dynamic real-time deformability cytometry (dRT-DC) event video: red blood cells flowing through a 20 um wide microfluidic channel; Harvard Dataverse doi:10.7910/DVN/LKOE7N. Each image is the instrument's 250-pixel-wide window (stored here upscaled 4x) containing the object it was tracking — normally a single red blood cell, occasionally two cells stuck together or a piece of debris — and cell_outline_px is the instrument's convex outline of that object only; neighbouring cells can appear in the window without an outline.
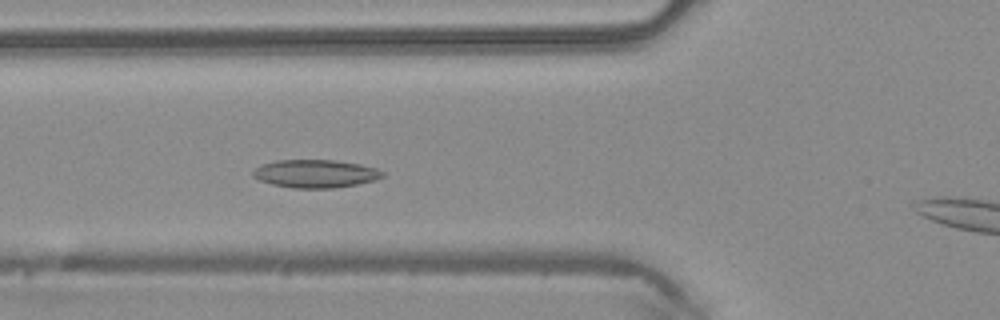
{"species": "common noctule bat (a hibernating species)", "species_latin": "Nyctalus noctula", "temperature_condition": "warm", "stored_images_in_passage": 44, "camera_frame_rate_fps": 3000, "um_per_image_px": 0.085, "animal": {"sex": "male", "body_mass_g": 20.4}, "frame": {"image": 1, "passage_image": 12, "time_ms": 3.667, "image_size_px": [1000, 320], "cell_outline_px": [[384, 176], [376, 180], [356, 184], [332, 188], [292, 188], [272, 184], [260, 180], [252, 176], [252, 172], [256, 168], [264, 164], [276, 160], [332, 160], [360, 164], [376, 168], [384, 172]], "centroid_in_image_um": [26.82, 14.76], "position_along_channel_um": 99.0, "area_um2": 21.04}}
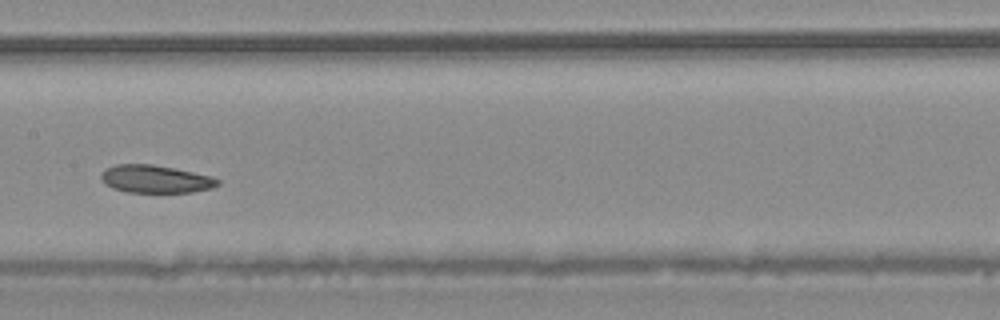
{"frame": {"image": 2, "passage_image": 19, "time_ms": 6.0, "image_size_px": [1000, 320], "cell_outline_px": [[220, 184], [212, 188], [192, 192], [128, 192], [112, 188], [104, 184], [100, 180], [100, 176], [104, 168], [116, 164], [152, 164], [212, 176], [220, 180]], "centroid_in_image_um": [13.18, 15.22], "position_along_channel_um": 194.2, "area_um2": 18.96}}
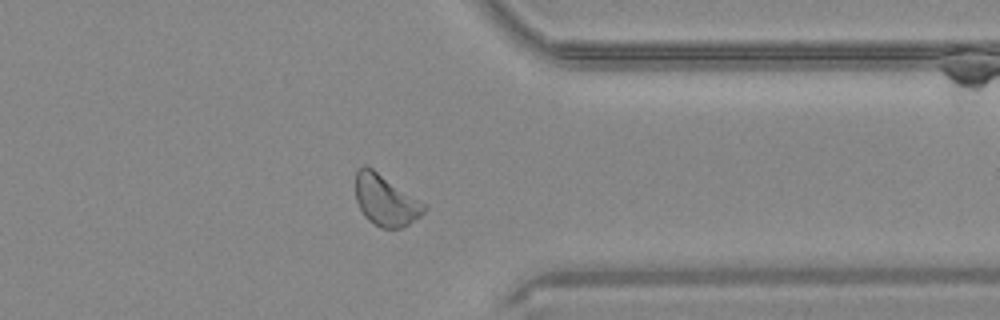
{"frame": {"image": 3, "passage_image": 33, "time_ms": 10.667, "image_size_px": [1000, 320], "cell_outline_px": [[428, 208], [420, 216], [408, 224], [400, 228], [380, 228], [368, 220], [364, 216], [356, 200], [356, 168], [364, 164], [372, 168], [424, 204]], "centroid_in_image_um": [32.73, 17.03], "position_along_channel_um": 378.7, "area_um2": 20.06}, "authors_computed_cell_mechanics": {"area_um2": 20.6057, "velocity_mm_per_s": 4.0621, "shape_relaxation_time_tau1_ms": 10.8836, "shape_relaxation_time_tau2_ms": 4.0559, "deformation_change_tau1": 0.1407, "deformation_change_tau2": 0.0839}}